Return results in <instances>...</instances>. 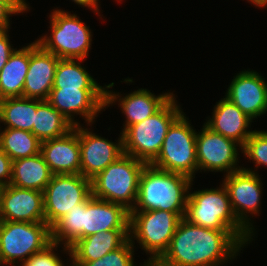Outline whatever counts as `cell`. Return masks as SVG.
<instances>
[{
    "label": "cell",
    "instance_id": "484cf974",
    "mask_svg": "<svg viewBox=\"0 0 267 266\" xmlns=\"http://www.w3.org/2000/svg\"><path fill=\"white\" fill-rule=\"evenodd\" d=\"M74 128L57 109L48 101H43L37 108L32 133L42 142L58 138Z\"/></svg>",
    "mask_w": 267,
    "mask_h": 266
},
{
    "label": "cell",
    "instance_id": "277c9868",
    "mask_svg": "<svg viewBox=\"0 0 267 266\" xmlns=\"http://www.w3.org/2000/svg\"><path fill=\"white\" fill-rule=\"evenodd\" d=\"M184 218L202 227L231 230L245 245L253 239V235L234 215L227 189L223 184L217 189L189 192Z\"/></svg>",
    "mask_w": 267,
    "mask_h": 266
},
{
    "label": "cell",
    "instance_id": "ffe728a7",
    "mask_svg": "<svg viewBox=\"0 0 267 266\" xmlns=\"http://www.w3.org/2000/svg\"><path fill=\"white\" fill-rule=\"evenodd\" d=\"M41 154L53 174H80L78 125L61 137L42 141Z\"/></svg>",
    "mask_w": 267,
    "mask_h": 266
},
{
    "label": "cell",
    "instance_id": "7402d4cb",
    "mask_svg": "<svg viewBox=\"0 0 267 266\" xmlns=\"http://www.w3.org/2000/svg\"><path fill=\"white\" fill-rule=\"evenodd\" d=\"M129 230H107L78 239L70 247V262H91L121 247Z\"/></svg>",
    "mask_w": 267,
    "mask_h": 266
},
{
    "label": "cell",
    "instance_id": "e0dca14e",
    "mask_svg": "<svg viewBox=\"0 0 267 266\" xmlns=\"http://www.w3.org/2000/svg\"><path fill=\"white\" fill-rule=\"evenodd\" d=\"M225 97L255 120L267 111V82L258 72L242 71L232 79Z\"/></svg>",
    "mask_w": 267,
    "mask_h": 266
},
{
    "label": "cell",
    "instance_id": "8d00e7d4",
    "mask_svg": "<svg viewBox=\"0 0 267 266\" xmlns=\"http://www.w3.org/2000/svg\"><path fill=\"white\" fill-rule=\"evenodd\" d=\"M146 261H144V264L141 266H173V265L167 264L160 258H152Z\"/></svg>",
    "mask_w": 267,
    "mask_h": 266
},
{
    "label": "cell",
    "instance_id": "8fae6325",
    "mask_svg": "<svg viewBox=\"0 0 267 266\" xmlns=\"http://www.w3.org/2000/svg\"><path fill=\"white\" fill-rule=\"evenodd\" d=\"M92 196L91 180L81 174H53L43 191L45 222L58 219Z\"/></svg>",
    "mask_w": 267,
    "mask_h": 266
},
{
    "label": "cell",
    "instance_id": "4fadbf2b",
    "mask_svg": "<svg viewBox=\"0 0 267 266\" xmlns=\"http://www.w3.org/2000/svg\"><path fill=\"white\" fill-rule=\"evenodd\" d=\"M238 145L236 141L213 132L205 124L196 135V157L198 171L227 172L226 175L240 170L237 166ZM237 166V167H236ZM239 167V168H238Z\"/></svg>",
    "mask_w": 267,
    "mask_h": 266
},
{
    "label": "cell",
    "instance_id": "2e32d148",
    "mask_svg": "<svg viewBox=\"0 0 267 266\" xmlns=\"http://www.w3.org/2000/svg\"><path fill=\"white\" fill-rule=\"evenodd\" d=\"M0 220L45 222L43 192L11 184L1 187Z\"/></svg>",
    "mask_w": 267,
    "mask_h": 266
},
{
    "label": "cell",
    "instance_id": "d590c367",
    "mask_svg": "<svg viewBox=\"0 0 267 266\" xmlns=\"http://www.w3.org/2000/svg\"><path fill=\"white\" fill-rule=\"evenodd\" d=\"M74 3L82 6V7H88V8H91V10L93 9L94 12L99 13V6H98V1L99 0H72Z\"/></svg>",
    "mask_w": 267,
    "mask_h": 266
},
{
    "label": "cell",
    "instance_id": "52a82bcc",
    "mask_svg": "<svg viewBox=\"0 0 267 266\" xmlns=\"http://www.w3.org/2000/svg\"><path fill=\"white\" fill-rule=\"evenodd\" d=\"M50 17V36L36 41L59 59H85L91 48L92 32L76 14L55 9Z\"/></svg>",
    "mask_w": 267,
    "mask_h": 266
},
{
    "label": "cell",
    "instance_id": "30bf717a",
    "mask_svg": "<svg viewBox=\"0 0 267 266\" xmlns=\"http://www.w3.org/2000/svg\"><path fill=\"white\" fill-rule=\"evenodd\" d=\"M182 217L165 210L130 211L129 239L137 240L152 258H161L169 248L171 239Z\"/></svg>",
    "mask_w": 267,
    "mask_h": 266
},
{
    "label": "cell",
    "instance_id": "ac0fdd59",
    "mask_svg": "<svg viewBox=\"0 0 267 266\" xmlns=\"http://www.w3.org/2000/svg\"><path fill=\"white\" fill-rule=\"evenodd\" d=\"M59 58L35 40L30 44V62L22 97L47 101L54 85Z\"/></svg>",
    "mask_w": 267,
    "mask_h": 266
},
{
    "label": "cell",
    "instance_id": "9a60e30c",
    "mask_svg": "<svg viewBox=\"0 0 267 266\" xmlns=\"http://www.w3.org/2000/svg\"><path fill=\"white\" fill-rule=\"evenodd\" d=\"M120 135L116 141L118 143H113L78 125L81 156L80 174L92 180L109 164L122 156L124 154L122 133Z\"/></svg>",
    "mask_w": 267,
    "mask_h": 266
},
{
    "label": "cell",
    "instance_id": "4316f807",
    "mask_svg": "<svg viewBox=\"0 0 267 266\" xmlns=\"http://www.w3.org/2000/svg\"><path fill=\"white\" fill-rule=\"evenodd\" d=\"M83 59H59L53 88L62 89H106L81 66Z\"/></svg>",
    "mask_w": 267,
    "mask_h": 266
},
{
    "label": "cell",
    "instance_id": "1f68e13d",
    "mask_svg": "<svg viewBox=\"0 0 267 266\" xmlns=\"http://www.w3.org/2000/svg\"><path fill=\"white\" fill-rule=\"evenodd\" d=\"M12 177V160L0 149V188L10 184Z\"/></svg>",
    "mask_w": 267,
    "mask_h": 266
},
{
    "label": "cell",
    "instance_id": "ba28073f",
    "mask_svg": "<svg viewBox=\"0 0 267 266\" xmlns=\"http://www.w3.org/2000/svg\"><path fill=\"white\" fill-rule=\"evenodd\" d=\"M183 112L169 127L157 158L151 163L156 168L195 178L198 171L196 157L197 132Z\"/></svg>",
    "mask_w": 267,
    "mask_h": 266
},
{
    "label": "cell",
    "instance_id": "836d02e7",
    "mask_svg": "<svg viewBox=\"0 0 267 266\" xmlns=\"http://www.w3.org/2000/svg\"><path fill=\"white\" fill-rule=\"evenodd\" d=\"M11 14L16 15L7 4L0 2V30H7L10 27Z\"/></svg>",
    "mask_w": 267,
    "mask_h": 266
},
{
    "label": "cell",
    "instance_id": "5bb4252c",
    "mask_svg": "<svg viewBox=\"0 0 267 266\" xmlns=\"http://www.w3.org/2000/svg\"><path fill=\"white\" fill-rule=\"evenodd\" d=\"M106 89H62L52 88L47 101L69 122L80 125L74 115L82 116L86 123H94L95 117L105 106Z\"/></svg>",
    "mask_w": 267,
    "mask_h": 266
},
{
    "label": "cell",
    "instance_id": "8992f818",
    "mask_svg": "<svg viewBox=\"0 0 267 266\" xmlns=\"http://www.w3.org/2000/svg\"><path fill=\"white\" fill-rule=\"evenodd\" d=\"M145 165L124 153L91 180L92 196L121 204L131 211L136 203L139 179Z\"/></svg>",
    "mask_w": 267,
    "mask_h": 266
},
{
    "label": "cell",
    "instance_id": "5b68a950",
    "mask_svg": "<svg viewBox=\"0 0 267 266\" xmlns=\"http://www.w3.org/2000/svg\"><path fill=\"white\" fill-rule=\"evenodd\" d=\"M175 95L154 115L129 126L123 133L125 154L151 164L158 156L171 124L183 113Z\"/></svg>",
    "mask_w": 267,
    "mask_h": 266
},
{
    "label": "cell",
    "instance_id": "6da1fadb",
    "mask_svg": "<svg viewBox=\"0 0 267 266\" xmlns=\"http://www.w3.org/2000/svg\"><path fill=\"white\" fill-rule=\"evenodd\" d=\"M244 246L231 230L206 228L182 218L160 259L173 266H220Z\"/></svg>",
    "mask_w": 267,
    "mask_h": 266
},
{
    "label": "cell",
    "instance_id": "d6986e66",
    "mask_svg": "<svg viewBox=\"0 0 267 266\" xmlns=\"http://www.w3.org/2000/svg\"><path fill=\"white\" fill-rule=\"evenodd\" d=\"M114 83L105 85L106 96L105 106L116 102H119L120 109L124 115H126L124 129L122 133L131 125L141 122L148 117L158 112L173 96V93H165L155 96L152 92L147 89H138L128 95L121 97L119 93L109 91L108 89L113 87ZM119 98V99H118Z\"/></svg>",
    "mask_w": 267,
    "mask_h": 266
},
{
    "label": "cell",
    "instance_id": "f1b7e54d",
    "mask_svg": "<svg viewBox=\"0 0 267 266\" xmlns=\"http://www.w3.org/2000/svg\"><path fill=\"white\" fill-rule=\"evenodd\" d=\"M134 240L128 239L118 249L91 262H72L69 266H136L134 265Z\"/></svg>",
    "mask_w": 267,
    "mask_h": 266
},
{
    "label": "cell",
    "instance_id": "cb8c5ba5",
    "mask_svg": "<svg viewBox=\"0 0 267 266\" xmlns=\"http://www.w3.org/2000/svg\"><path fill=\"white\" fill-rule=\"evenodd\" d=\"M30 62V43L15 49L0 71V100L22 97Z\"/></svg>",
    "mask_w": 267,
    "mask_h": 266
},
{
    "label": "cell",
    "instance_id": "7c38bea8",
    "mask_svg": "<svg viewBox=\"0 0 267 266\" xmlns=\"http://www.w3.org/2000/svg\"><path fill=\"white\" fill-rule=\"evenodd\" d=\"M222 184L227 189L231 208L237 220L254 235V228L252 223L249 222L251 219L248 218L249 215L247 213L257 215L260 211L263 184L259 174L255 172V169L253 171L250 168L243 167L229 175H225Z\"/></svg>",
    "mask_w": 267,
    "mask_h": 266
},
{
    "label": "cell",
    "instance_id": "603a6c76",
    "mask_svg": "<svg viewBox=\"0 0 267 266\" xmlns=\"http://www.w3.org/2000/svg\"><path fill=\"white\" fill-rule=\"evenodd\" d=\"M53 173L41 153L12 161L10 184L15 187L44 191Z\"/></svg>",
    "mask_w": 267,
    "mask_h": 266
},
{
    "label": "cell",
    "instance_id": "f546056e",
    "mask_svg": "<svg viewBox=\"0 0 267 266\" xmlns=\"http://www.w3.org/2000/svg\"><path fill=\"white\" fill-rule=\"evenodd\" d=\"M250 161H254L258 168L267 166V131L255 130L241 148Z\"/></svg>",
    "mask_w": 267,
    "mask_h": 266
},
{
    "label": "cell",
    "instance_id": "9c48e42d",
    "mask_svg": "<svg viewBox=\"0 0 267 266\" xmlns=\"http://www.w3.org/2000/svg\"><path fill=\"white\" fill-rule=\"evenodd\" d=\"M51 243V230L46 222L0 221V266L23 264L33 254ZM18 259V260H17Z\"/></svg>",
    "mask_w": 267,
    "mask_h": 266
},
{
    "label": "cell",
    "instance_id": "e575fe53",
    "mask_svg": "<svg viewBox=\"0 0 267 266\" xmlns=\"http://www.w3.org/2000/svg\"><path fill=\"white\" fill-rule=\"evenodd\" d=\"M0 2L7 4L16 14L23 13L29 9V5L25 0H0Z\"/></svg>",
    "mask_w": 267,
    "mask_h": 266
},
{
    "label": "cell",
    "instance_id": "d6a6232c",
    "mask_svg": "<svg viewBox=\"0 0 267 266\" xmlns=\"http://www.w3.org/2000/svg\"><path fill=\"white\" fill-rule=\"evenodd\" d=\"M7 30H0V71L7 63L10 55L14 52V48L9 42V35Z\"/></svg>",
    "mask_w": 267,
    "mask_h": 266
},
{
    "label": "cell",
    "instance_id": "d4e9b609",
    "mask_svg": "<svg viewBox=\"0 0 267 266\" xmlns=\"http://www.w3.org/2000/svg\"><path fill=\"white\" fill-rule=\"evenodd\" d=\"M42 100L14 97L0 100V122L5 128L32 132L36 108Z\"/></svg>",
    "mask_w": 267,
    "mask_h": 266
},
{
    "label": "cell",
    "instance_id": "4dcf8cb0",
    "mask_svg": "<svg viewBox=\"0 0 267 266\" xmlns=\"http://www.w3.org/2000/svg\"><path fill=\"white\" fill-rule=\"evenodd\" d=\"M60 245L57 243L51 242L48 246H46L42 251L33 254L27 261L23 264H19L20 266H65L62 260L57 256L55 250Z\"/></svg>",
    "mask_w": 267,
    "mask_h": 266
},
{
    "label": "cell",
    "instance_id": "3957f363",
    "mask_svg": "<svg viewBox=\"0 0 267 266\" xmlns=\"http://www.w3.org/2000/svg\"><path fill=\"white\" fill-rule=\"evenodd\" d=\"M192 179L146 164L139 179L138 195L131 211L165 210L185 217ZM189 190V191H188Z\"/></svg>",
    "mask_w": 267,
    "mask_h": 266
},
{
    "label": "cell",
    "instance_id": "f35d334b",
    "mask_svg": "<svg viewBox=\"0 0 267 266\" xmlns=\"http://www.w3.org/2000/svg\"><path fill=\"white\" fill-rule=\"evenodd\" d=\"M248 2H251L252 4L258 7V0H248Z\"/></svg>",
    "mask_w": 267,
    "mask_h": 266
},
{
    "label": "cell",
    "instance_id": "74e56055",
    "mask_svg": "<svg viewBox=\"0 0 267 266\" xmlns=\"http://www.w3.org/2000/svg\"><path fill=\"white\" fill-rule=\"evenodd\" d=\"M258 7H267V0H258Z\"/></svg>",
    "mask_w": 267,
    "mask_h": 266
},
{
    "label": "cell",
    "instance_id": "83f0119b",
    "mask_svg": "<svg viewBox=\"0 0 267 266\" xmlns=\"http://www.w3.org/2000/svg\"><path fill=\"white\" fill-rule=\"evenodd\" d=\"M41 143L30 131L12 128L0 130V149L12 161L41 153Z\"/></svg>",
    "mask_w": 267,
    "mask_h": 266
},
{
    "label": "cell",
    "instance_id": "7a4b0ae2",
    "mask_svg": "<svg viewBox=\"0 0 267 266\" xmlns=\"http://www.w3.org/2000/svg\"><path fill=\"white\" fill-rule=\"evenodd\" d=\"M129 222L130 211L123 205L91 196L50 227L51 242L64 245L70 256V247L78 239L107 230H129Z\"/></svg>",
    "mask_w": 267,
    "mask_h": 266
},
{
    "label": "cell",
    "instance_id": "44dd1931",
    "mask_svg": "<svg viewBox=\"0 0 267 266\" xmlns=\"http://www.w3.org/2000/svg\"><path fill=\"white\" fill-rule=\"evenodd\" d=\"M212 114V118L204 124L213 132L236 141L241 147L254 132L247 130L252 119L226 97L217 102Z\"/></svg>",
    "mask_w": 267,
    "mask_h": 266
}]
</instances>
